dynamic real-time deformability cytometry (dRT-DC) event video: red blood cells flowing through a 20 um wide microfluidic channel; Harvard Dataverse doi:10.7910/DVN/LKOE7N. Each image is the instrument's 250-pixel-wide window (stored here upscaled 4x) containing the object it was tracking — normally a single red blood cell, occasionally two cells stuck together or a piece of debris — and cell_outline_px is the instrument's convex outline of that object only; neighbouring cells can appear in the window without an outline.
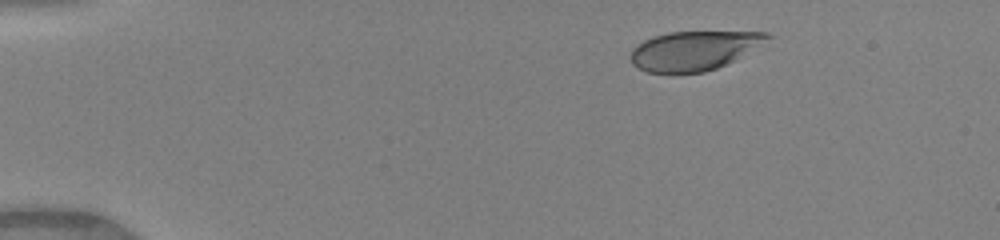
{"species": "human", "species_latin": "Homo sapiens", "temperature_condition": "warm", "stored_images_in_passage": 14, "camera_frame_rate_fps": 3000, "um_per_image_px": 0.085, "donor": {"sex": "female"}, "frame": {"image": 1, "passage_image": 1, "time_ms": 0.0, "image_size_px": [1000, 240], "cell_outline_px": [[776, 36], [732, 60], [716, 68], [704, 72], [672, 76], [648, 72], [632, 64], [628, 56], [632, 48], [644, 40], [668, 32], [768, 32]], "centroid_in_image_um": [58.92, 4.33], "position_along_channel_um": 26.1, "area_um2": 31.62}}
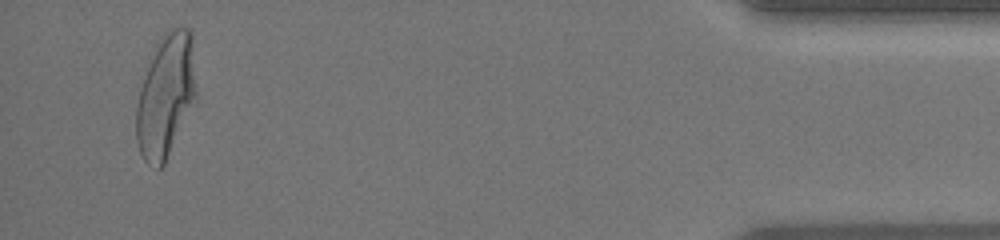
{"frame": {"image": 2, "passage_image": 14, "time_ms": 4.333, "image_size_px": [1000, 240], "cell_outline_px": [[196, 96], [164, 164], [160, 168], [156, 168], [148, 164], [144, 160], [140, 152], [136, 140], [136, 108], [140, 88], [148, 56], [164, 32], [168, 28], [180, 24], [192, 28], [196, 92]], "centroid_in_image_um": [14.07, 8.02], "position_along_channel_um": 421.1, "area_um2": 43.52}}